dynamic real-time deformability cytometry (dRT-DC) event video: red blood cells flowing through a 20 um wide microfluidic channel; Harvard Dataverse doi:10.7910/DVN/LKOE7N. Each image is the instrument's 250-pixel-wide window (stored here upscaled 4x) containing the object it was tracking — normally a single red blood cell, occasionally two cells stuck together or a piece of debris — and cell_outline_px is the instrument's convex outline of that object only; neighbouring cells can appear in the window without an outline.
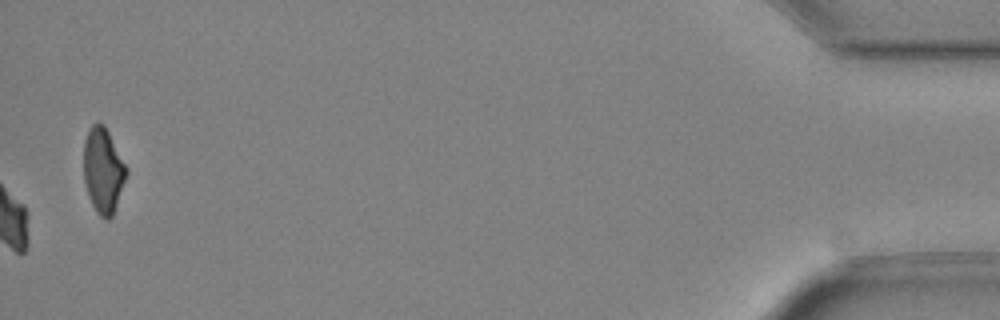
{"species": "Egyptian fruit bat (a non-hibernating species)", "species_latin": "Rousettus aegyptiacus", "temperature_condition": "cold", "stored_images_in_passage": 50, "camera_frame_rate_fps": 3000, "um_per_image_px": 0.085, "animal": {"sex": "female"}, "frame": {"image": 1, "passage_image": 50, "time_ms": 16.333, "image_size_px": [1000, 320], "cell_outline_px": [[128, 172], [112, 216], [108, 220], [104, 220], [96, 212], [88, 196], [84, 180], [84, 140], [92, 124], [96, 120], [100, 120], [104, 124], [128, 168]], "centroid_in_image_um": [8.76, 14.46], "position_along_channel_um": 426.4, "area_um2": 21.33}, "authors_computed_cell_mechanics": {"area_um2": 22.9177, "velocity_mm_per_s": 3.9961, "shape_relaxation_time_tau1_ms": 3.5758, "shape_relaxation_time_tau2_ms": null, "deformation_change_tau1": 0.1014, "deformation_change_tau2": null}}